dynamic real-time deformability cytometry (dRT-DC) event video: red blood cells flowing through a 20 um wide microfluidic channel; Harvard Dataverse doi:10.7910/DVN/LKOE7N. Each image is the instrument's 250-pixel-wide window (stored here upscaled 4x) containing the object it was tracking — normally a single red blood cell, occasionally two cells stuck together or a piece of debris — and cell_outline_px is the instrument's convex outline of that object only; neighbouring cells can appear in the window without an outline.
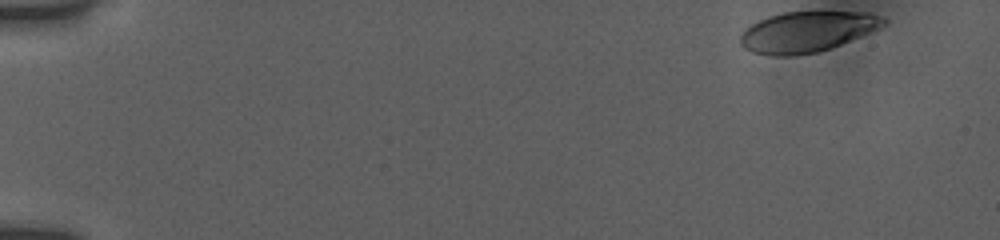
{"species": "human", "species_latin": "Homo sapiens", "temperature_condition": "room temperature", "stored_images_in_passage": 42, "camera_frame_rate_fps": 3000, "um_per_image_px": 0.085, "donor": {"sex": "female"}, "frame": {"image": 1, "passage_image": 1, "time_ms": 0.0, "image_size_px": [1000, 240], "cell_outline_px": [[888, 20], [884, 24], [860, 36], [840, 44], [816, 52], [792, 56], [772, 56], [752, 52], [744, 48], [740, 44], [740, 32], [744, 28], [768, 16], [784, 12], [868, 12], [884, 16]], "centroid_in_image_um": [68.54, 2.69], "position_along_channel_um": 16.5, "area_um2": 33.7}}
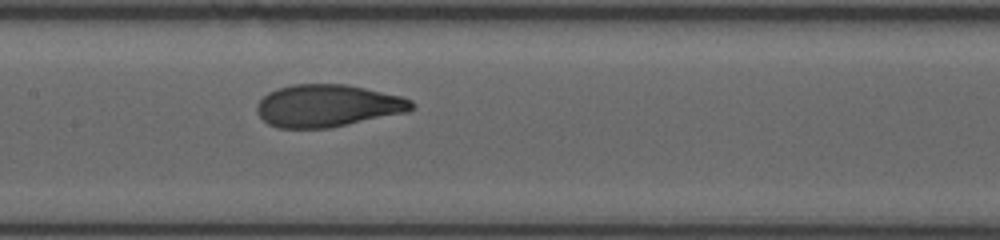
{"frame": {"image": 2, "passage_image": 23, "time_ms": 8.0, "image_size_px": [1000, 240], "cell_outline_px": [[416, 104], [408, 112], [328, 128], [280, 128], [268, 124], [256, 112], [256, 104], [268, 92], [276, 88], [292, 84], [344, 84], [364, 88], [400, 96], [412, 100]], "centroid_in_image_um": [27.83, 8.98], "position_along_channel_um": 179.6, "area_um2": 38.15}}
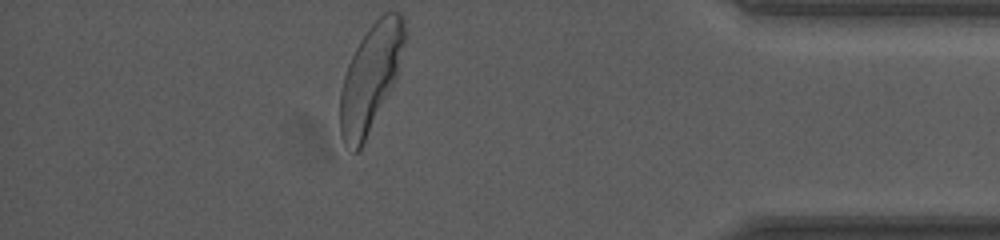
{"frame": {"image": 3, "passage_image": 42, "time_ms": 14.667, "image_size_px": [1000, 240], "cell_outline_px": [[404, 40], [396, 80], [360, 148], [356, 152], [352, 152], [344, 144], [340, 136], [340, 92], [344, 76], [348, 64], [360, 40], [368, 28], [384, 12], [400, 12], [404, 16]], "centroid_in_image_um": [31.47, 6.6], "position_along_channel_um": 403.7, "area_um2": 39.42}, "authors_computed_cell_mechanics": {"area_um2": 38.148, "velocity_mm_per_s": 3.8515, "shape_relaxation_time_tau1_ms": 3.7841, "shape_relaxation_time_tau2_ms": null, "deformation_change_tau1": 0.1974, "deformation_change_tau2": null}}